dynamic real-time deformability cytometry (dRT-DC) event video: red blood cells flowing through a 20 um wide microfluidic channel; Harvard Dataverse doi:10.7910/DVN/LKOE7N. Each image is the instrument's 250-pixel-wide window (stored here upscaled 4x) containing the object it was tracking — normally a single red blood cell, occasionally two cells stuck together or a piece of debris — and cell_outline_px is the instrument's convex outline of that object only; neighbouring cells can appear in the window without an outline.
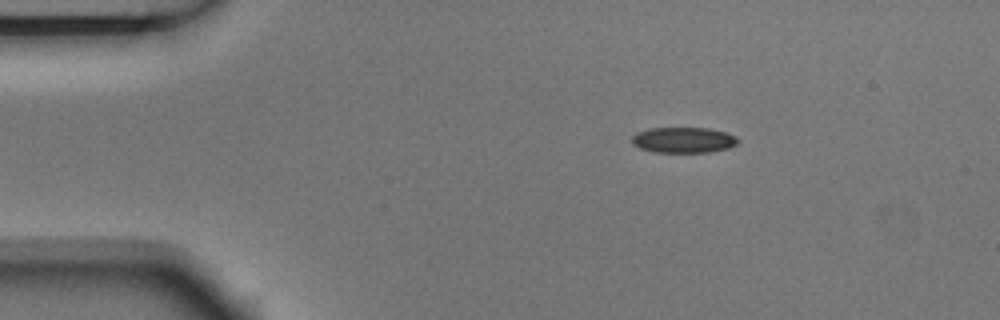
{"species": "Egyptian fruit bat (a non-hibernating species)", "species_latin": "Rousettus aegyptiacus", "temperature_condition": "room temperature", "stored_images_in_passage": 3, "camera_frame_rate_fps": 3000, "um_per_image_px": 0.085, "animal": {"sex": "male"}, "frame": {"image": 1, "passage_image": 1, "time_ms": 0.0, "image_size_px": [1000, 320], "cell_outline_px": [[740, 140], [736, 144], [728, 148], [708, 152], [652, 152], [640, 148], [632, 144], [632, 136], [636, 132], [648, 128], [708, 128], [724, 132], [736, 136]], "centroid_in_image_um": [58.07, 11.9], "position_along_channel_um": 26.9, "area_um2": 15.9}}
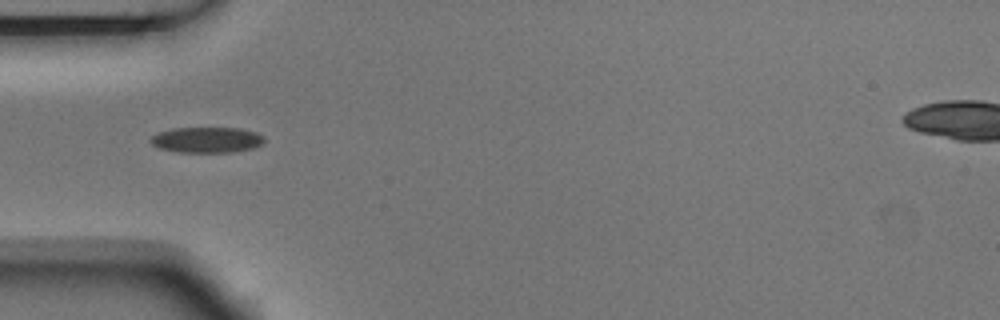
{"frame": {"image": 2, "passage_image": 3, "time_ms": 0.667, "image_size_px": [1000, 320], "cell_outline_px": [[264, 140], [260, 144], [252, 148], [232, 152], [180, 152], [160, 148], [152, 144], [148, 140], [152, 136], [160, 132], [172, 128], [240, 128], [256, 132], [264, 136]], "centroid_in_image_um": [17.57, 11.88], "position_along_channel_um": 67.4, "area_um2": 16.88}}